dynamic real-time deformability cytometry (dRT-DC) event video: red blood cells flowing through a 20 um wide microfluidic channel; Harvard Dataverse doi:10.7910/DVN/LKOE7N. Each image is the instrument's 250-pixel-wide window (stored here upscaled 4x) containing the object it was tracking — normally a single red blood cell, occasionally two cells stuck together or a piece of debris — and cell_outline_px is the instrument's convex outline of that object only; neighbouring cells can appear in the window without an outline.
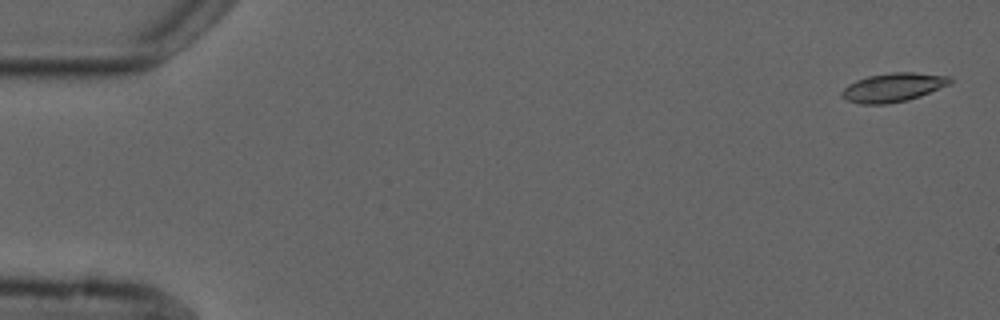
{"species": "common noctule bat (a hibernating species)", "species_latin": "Nyctalus noctula", "temperature_condition": "cold", "stored_images_in_passage": 4, "camera_frame_rate_fps": 3000, "um_per_image_px": 0.085, "animal": {"sex": "male", "forearm_length_mm": 52.5}, "frame": {"image": 1, "passage_image": 1, "time_ms": 0.0, "image_size_px": [1000, 320], "cell_outline_px": [[952, 84], [920, 96], [908, 100], [888, 104], [860, 104], [848, 100], [840, 96], [840, 92], [848, 84], [856, 80], [868, 76], [892, 72], [916, 72], [948, 76], [952, 80]], "centroid_in_image_um": [75.92, 7.43], "position_along_channel_um": 9.1, "area_um2": 18.32}}
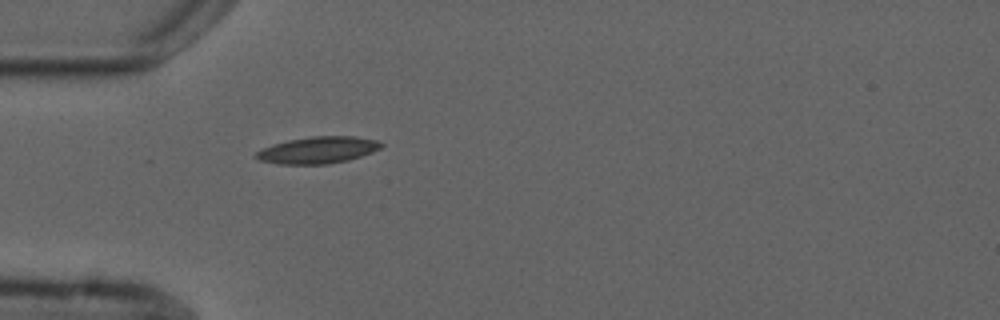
{"frame": {"image": 2, "passage_image": 4, "time_ms": 5.0, "image_size_px": [1000, 320], "cell_outline_px": [[384, 144], [380, 148], [372, 152], [348, 160], [328, 164], [276, 164], [260, 160], [252, 156], [256, 152], [264, 148], [288, 140], [312, 136], [356, 136], [376, 140]], "centroid_in_image_um": [27.02, 12.76], "position_along_channel_um": 58.0, "area_um2": 19.42}}